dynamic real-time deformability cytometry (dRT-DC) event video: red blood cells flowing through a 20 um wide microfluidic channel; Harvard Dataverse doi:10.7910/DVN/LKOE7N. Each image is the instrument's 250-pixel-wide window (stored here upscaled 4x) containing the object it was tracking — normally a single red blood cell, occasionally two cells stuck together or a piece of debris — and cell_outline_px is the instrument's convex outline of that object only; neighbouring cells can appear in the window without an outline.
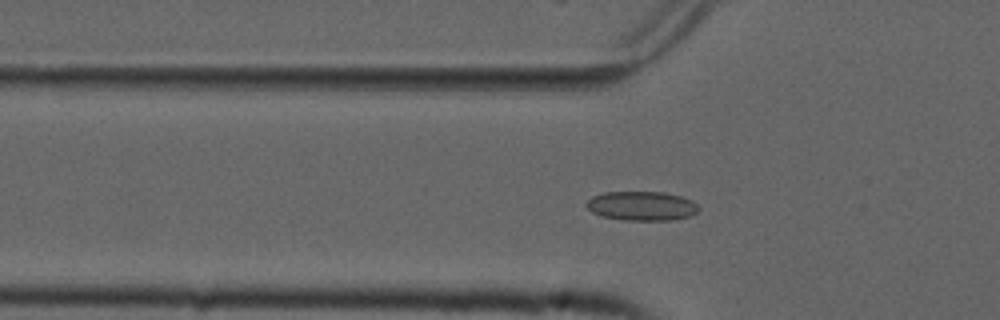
{"species": "common noctule bat (a hibernating species)", "species_latin": "Nyctalus noctula", "temperature_condition": "cold", "stored_images_in_passage": 54, "camera_frame_rate_fps": 3000, "um_per_image_px": 0.085, "animal": {"sex": "male", "forearm_length_mm": 52.5}, "frame": {"image": 1, "passage_image": 17, "time_ms": 5.333, "image_size_px": [1000, 320], "cell_outline_px": [[700, 208], [692, 216], [672, 220], [624, 220], [604, 216], [592, 212], [584, 204], [592, 196], [604, 192], [664, 192], [680, 196], [692, 200]], "centroid_in_image_um": [54.56, 17.5], "position_along_channel_um": 71.2, "area_um2": 19.13}}
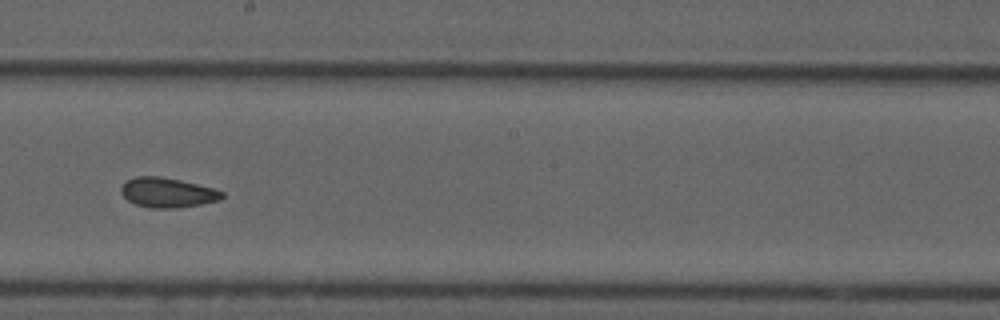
{"frame": {"image": 2, "passage_image": 30, "time_ms": 9.667, "image_size_px": [1000, 320], "cell_outline_px": [[224, 196], [220, 200], [200, 204], [176, 208], [152, 208], [136, 204], [128, 200], [120, 192], [120, 188], [128, 180], [136, 176], [160, 176], [180, 180], [212, 188], [224, 192]], "centroid_in_image_um": [14.23, 16.37], "position_along_channel_um": 234.0, "area_um2": 17.34}}
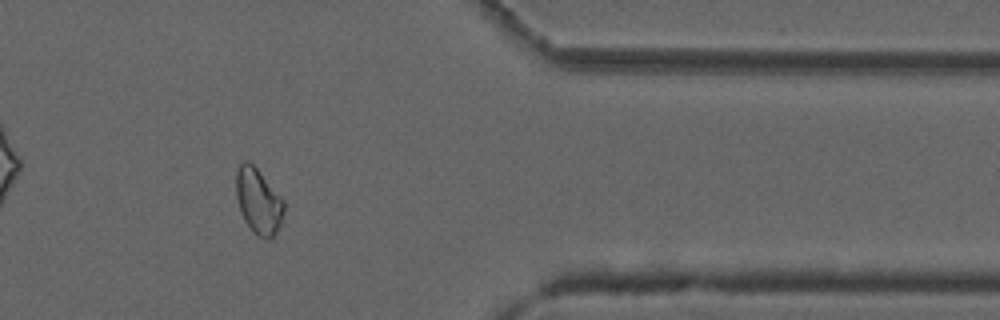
{"frame": {"image": 3, "passage_image": 44, "time_ms": 14.333, "image_size_px": [1000, 320], "cell_outline_px": [[284, 212], [280, 224], [276, 232], [268, 240], [252, 232], [244, 220], [236, 196], [236, 168], [244, 160], [248, 160], [256, 168], [284, 200]], "centroid_in_image_um": [21.95, 17.09], "position_along_channel_um": 389.4, "area_um2": 18.09}, "authors_computed_cell_mechanics": {"area_um2": 18.4382, "velocity_mm_per_s": 3.7629, "shape_relaxation_time_tau1_ms": null, "shape_relaxation_time_tau2_ms": 2.682, "deformation_change_tau1": null, "deformation_change_tau2": 0.0657}}